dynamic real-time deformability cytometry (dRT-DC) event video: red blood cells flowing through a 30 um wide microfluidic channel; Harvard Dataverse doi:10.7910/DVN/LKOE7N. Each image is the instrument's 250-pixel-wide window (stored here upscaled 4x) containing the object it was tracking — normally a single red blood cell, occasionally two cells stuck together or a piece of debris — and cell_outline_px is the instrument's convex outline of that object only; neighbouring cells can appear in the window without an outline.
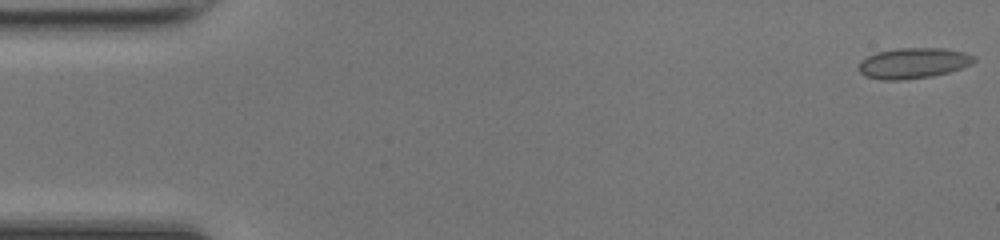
{"species": "common noctule bat (a hibernating species)", "species_latin": "Nyctalus noctula", "temperature_condition": "room temperature", "stored_images_in_passage": 48, "camera_frame_rate_fps": 3000, "um_per_image_px": 0.085, "animal": {"sex": "female", "body_mass_g": 17.0, "forearm_length_mm": 48.0}, "frame": {"image": 1, "passage_image": 1, "time_ms": 0.0, "image_size_px": [1000, 240], "cell_outline_px": [[976, 60], [972, 64], [948, 72], [932, 76], [904, 80], [880, 80], [864, 76], [856, 68], [860, 60], [876, 52], [896, 48], [944, 48], [964, 52], [976, 56]], "centroid_in_image_um": [77.59, 5.37], "position_along_channel_um": 7.4, "area_um2": 20.87}}
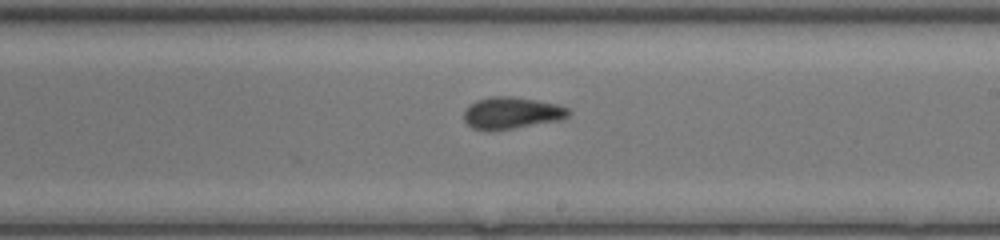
{"frame": {"image": 2, "passage_image": 28, "time_ms": 9.0, "image_size_px": [1000, 240], "cell_outline_px": [[572, 112], [568, 116], [560, 120], [512, 128], [472, 128], [464, 120], [464, 112], [468, 104], [476, 100], [492, 96], [512, 96], [536, 100], [556, 104], [568, 108]], "centroid_in_image_um": [43.5, 9.56], "position_along_channel_um": 245.5, "area_um2": 18.96}}
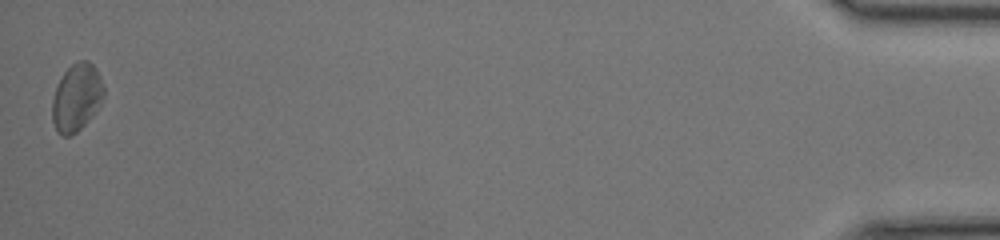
{"frame": {"image": 3, "passage_image": 48, "time_ms": 15.667, "image_size_px": [1000, 240], "cell_outline_px": [[104, 100], [88, 120], [76, 132], [68, 136], [60, 136], [56, 132], [52, 120], [52, 100], [56, 88], [64, 72], [72, 64], [80, 60], [88, 60], [96, 68], [100, 76], [104, 88]], "centroid_in_image_um": [6.51, 8.29], "position_along_channel_um": 428.7, "area_um2": 20.29}, "authors_computed_cell_mechanics": {"area_um2": 19.074, "velocity_mm_per_s": 4.2856, "shape_relaxation_time_tau1_ms": null, "shape_relaxation_time_tau2_ms": 2.0467, "deformation_change_tau1": null, "deformation_change_tau2": 0.0673}}